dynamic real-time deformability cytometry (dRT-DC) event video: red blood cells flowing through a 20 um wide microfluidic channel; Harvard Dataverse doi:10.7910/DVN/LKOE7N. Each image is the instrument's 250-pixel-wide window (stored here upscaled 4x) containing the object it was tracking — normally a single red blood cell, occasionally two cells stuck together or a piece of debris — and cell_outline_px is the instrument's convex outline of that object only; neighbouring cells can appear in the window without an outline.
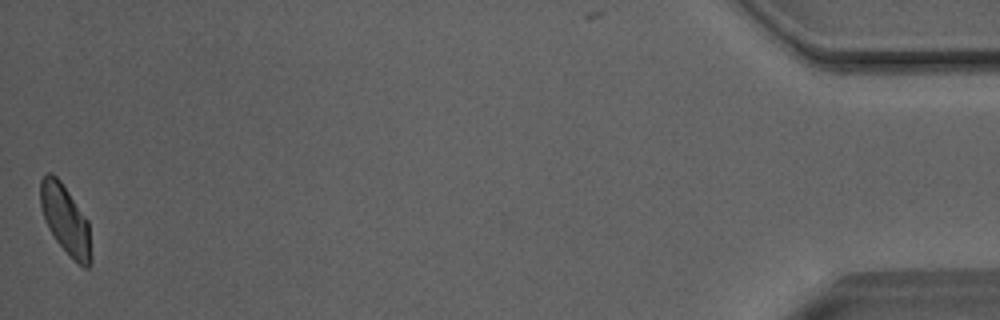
{"species": "Egyptian fruit bat (a non-hibernating species)", "species_latin": "Rousettus aegyptiacus", "temperature_condition": "room temperature", "stored_images_in_passage": 36, "camera_frame_rate_fps": 3000, "um_per_image_px": 0.085, "animal": {"sex": "male"}, "frame": {"image": 1, "passage_image": 36, "time_ms": 11.667, "image_size_px": [1000, 320], "cell_outline_px": [[92, 264], [88, 268], [84, 268], [56, 240], [48, 228], [40, 204], [40, 180], [48, 172], [52, 172], [60, 180], [88, 220], [92, 256]], "centroid_in_image_um": [5.58, 18.66], "position_along_channel_um": 429.6, "area_um2": 20.17}, "authors_computed_cell_mechanics": {"area_um2": 21.2993, "velocity_mm_per_s": 4.0294, "shape_relaxation_time_tau1_ms": null, "shape_relaxation_time_tau2_ms": 1.5579, "deformation_change_tau1": null, "deformation_change_tau2": 0.0689}}